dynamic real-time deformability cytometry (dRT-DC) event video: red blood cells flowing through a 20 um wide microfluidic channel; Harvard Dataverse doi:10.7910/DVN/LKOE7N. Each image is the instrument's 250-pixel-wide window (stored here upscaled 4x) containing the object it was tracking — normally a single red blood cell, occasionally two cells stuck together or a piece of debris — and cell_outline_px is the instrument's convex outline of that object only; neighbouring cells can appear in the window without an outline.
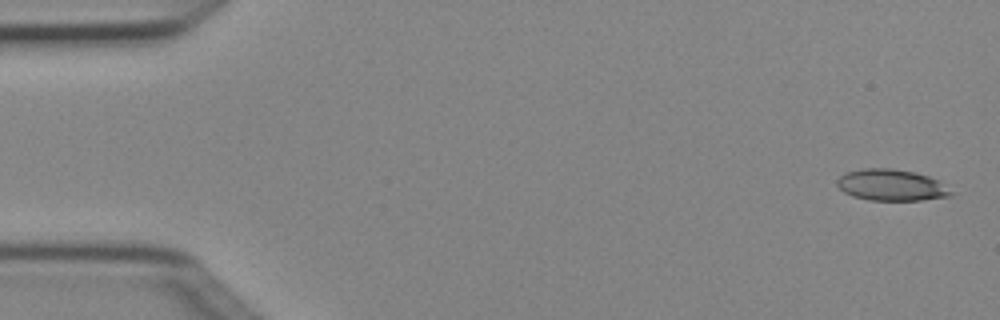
{"species": "Egyptian fruit bat (a non-hibernating species)", "species_latin": "Rousettus aegyptiacus", "temperature_condition": "cold", "stored_images_in_passage": 3, "camera_frame_rate_fps": 3000, "um_per_image_px": 0.085, "animal": {"sex": "female"}, "frame": {"image": 1, "passage_image": 1, "time_ms": 0.0, "image_size_px": [1000, 320], "cell_outline_px": [[952, 196], [920, 200], [868, 200], [852, 196], [844, 192], [836, 184], [836, 180], [844, 172], [864, 168], [892, 168], [912, 172], [928, 176], [940, 180], [952, 192]], "centroid_in_image_um": [75.74, 15.73], "position_along_channel_um": 9.3, "area_um2": 20.92}}